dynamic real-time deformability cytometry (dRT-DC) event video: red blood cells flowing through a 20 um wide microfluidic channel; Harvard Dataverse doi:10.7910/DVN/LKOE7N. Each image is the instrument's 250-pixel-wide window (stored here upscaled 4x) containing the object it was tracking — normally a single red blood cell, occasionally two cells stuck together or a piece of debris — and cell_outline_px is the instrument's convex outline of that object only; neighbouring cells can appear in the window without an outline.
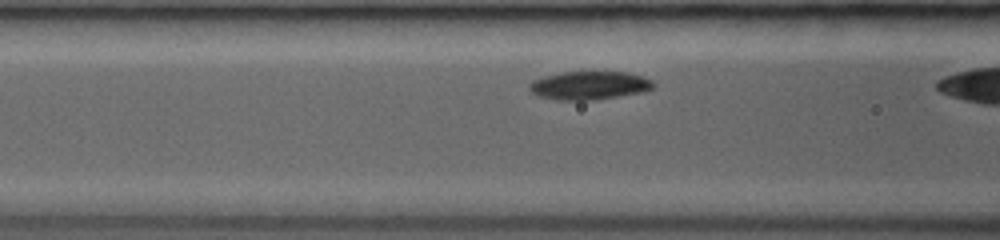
{"species": "common noctule bat (a hibernating species)", "species_latin": "Nyctalus noctula", "temperature_condition": "room temperature", "stored_images_in_passage": 9, "camera_frame_rate_fps": 3000, "um_per_image_px": 0.085, "animal": {"sex": "female", "body_mass_g": 19.0, "forearm_length_mm": 53.3}, "frame": {"image": 1, "passage_image": 5, "time_ms": 1.0, "image_size_px": [1000, 240], "cell_outline_px": [[656, 84], [652, 88], [644, 92], [596, 100], [556, 100], [540, 96], [532, 92], [528, 88], [528, 84], [532, 80], [544, 76], [564, 72], [628, 72], [644, 76], [652, 80]], "centroid_in_image_um": [50.12, 7.26], "position_along_channel_um": 116.5, "area_um2": 20.69}}